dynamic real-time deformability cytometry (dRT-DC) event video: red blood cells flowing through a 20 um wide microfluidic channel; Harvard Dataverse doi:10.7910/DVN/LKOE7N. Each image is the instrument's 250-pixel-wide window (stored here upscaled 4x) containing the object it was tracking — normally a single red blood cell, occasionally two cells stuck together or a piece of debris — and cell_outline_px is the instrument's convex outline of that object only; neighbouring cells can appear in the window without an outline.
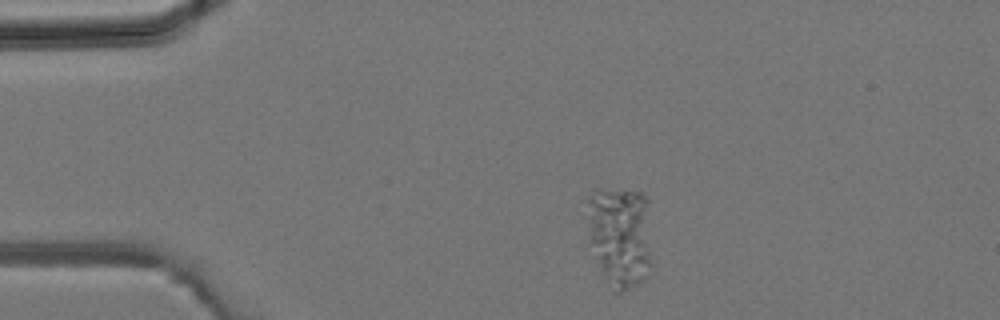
{"species": "common noctule bat (a hibernating species)", "species_latin": "Nyctalus noctula", "temperature_condition": "room temperature", "stored_images_in_passage": 2, "camera_frame_rate_fps": 3000, "um_per_image_px": 0.085, "animal": {"sex": "male", "body_mass_g": 19.2, "forearm_length_mm": 51.8}, "frame": {"image": 1, "passage_image": 1, "time_ms": 0.0, "image_size_px": [1000, 320], "cell_outline_px": [[648, 276], [644, 280], [620, 292], [612, 292], [604, 280], [588, 240], [588, 196], [596, 192], [644, 192], [648, 200]], "centroid_in_image_um": [52.67, 20.14], "position_along_channel_um": 32.3, "area_um2": 37.63}}